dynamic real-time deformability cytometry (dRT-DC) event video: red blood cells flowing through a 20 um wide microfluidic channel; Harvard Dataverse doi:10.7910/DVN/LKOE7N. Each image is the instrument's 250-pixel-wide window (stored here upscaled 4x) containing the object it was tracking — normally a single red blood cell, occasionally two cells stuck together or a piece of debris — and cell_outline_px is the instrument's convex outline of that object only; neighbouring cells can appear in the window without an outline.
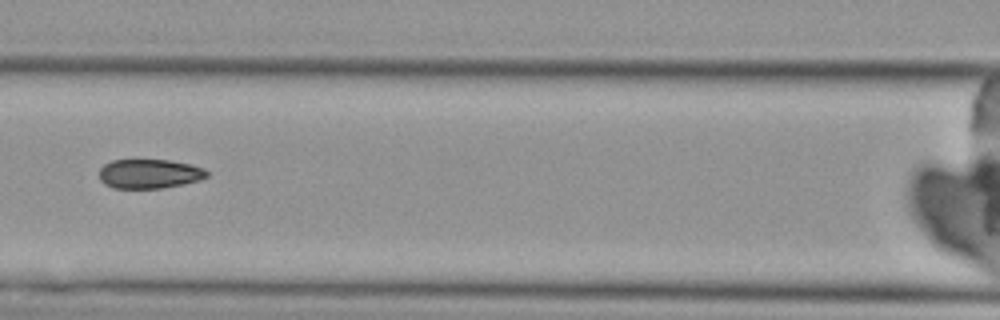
{"species": "Egyptian fruit bat (a non-hibernating species)", "species_latin": "Rousettus aegyptiacus", "temperature_condition": "cold", "stored_images_in_passage": 3, "camera_frame_rate_fps": 3000, "um_per_image_px": 0.085, "animal": {"sex": "female"}, "frame": {"image": 1, "passage_image": 3, "time_ms": 2.333, "image_size_px": [1000, 320], "cell_outline_px": [[208, 176], [200, 180], [184, 184], [160, 188], [112, 188], [104, 184], [100, 180], [100, 168], [104, 164], [112, 160], [168, 160], [192, 164], [204, 168], [208, 172]], "centroid_in_image_um": [12.71, 14.77], "position_along_channel_um": 153.9, "area_um2": 18.5}}